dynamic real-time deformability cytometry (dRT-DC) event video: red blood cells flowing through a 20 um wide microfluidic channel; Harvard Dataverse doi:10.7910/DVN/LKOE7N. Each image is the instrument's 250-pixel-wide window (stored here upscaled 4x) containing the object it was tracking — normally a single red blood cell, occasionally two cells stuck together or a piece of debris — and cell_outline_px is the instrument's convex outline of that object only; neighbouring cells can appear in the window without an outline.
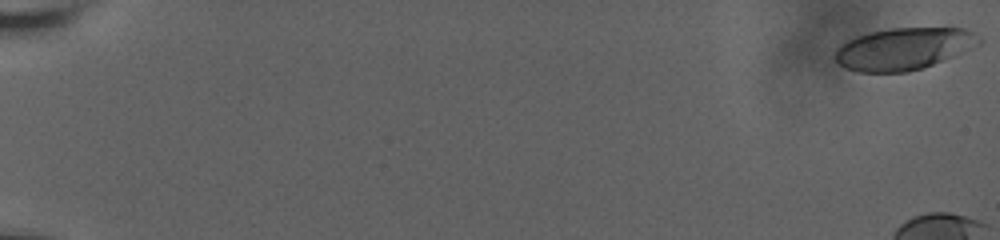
{"species": "human", "species_latin": "Homo sapiens", "temperature_condition": "room temperature", "stored_images_in_passage": 11, "camera_frame_rate_fps": 3000, "um_per_image_px": 0.085, "donor": {"sex": "male"}, "frame": {"image": 1, "passage_image": 1, "time_ms": 0.0, "image_size_px": [1000, 240], "cell_outline_px": [[984, 40], [980, 44], [944, 60], [924, 68], [908, 72], [856, 72], [844, 68], [836, 60], [836, 48], [840, 44], [856, 36], [872, 32], [892, 28], [964, 28], [980, 36]], "centroid_in_image_um": [76.82, 4.15], "position_along_channel_um": 8.2, "area_um2": 35.32}}